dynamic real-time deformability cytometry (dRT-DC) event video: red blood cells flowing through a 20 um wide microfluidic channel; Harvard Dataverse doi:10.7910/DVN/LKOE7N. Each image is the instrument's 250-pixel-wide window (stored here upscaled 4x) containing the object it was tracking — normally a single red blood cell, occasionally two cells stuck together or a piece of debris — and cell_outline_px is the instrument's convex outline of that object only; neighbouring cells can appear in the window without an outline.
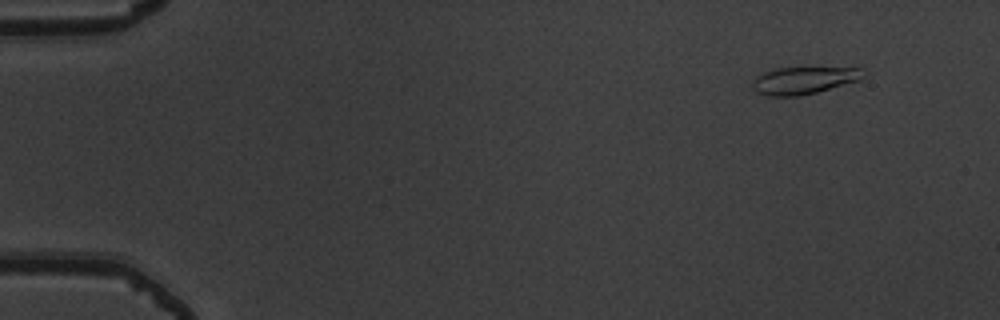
{"species": "common noctule bat (a hibernating species)", "species_latin": "Nyctalus noctula", "temperature_condition": "warm", "stored_images_in_passage": 6, "camera_frame_rate_fps": 3000, "um_per_image_px": 0.085, "animal": {"sex": "male", "body_mass_g": 19.5, "forearm_length_mm": 54.6}, "frame": {"image": 1, "passage_image": 2, "time_ms": 0.333, "image_size_px": [1000, 320], "cell_outline_px": [[864, 76], [860, 80], [816, 92], [800, 96], [768, 96], [756, 92], [752, 88], [752, 84], [756, 76], [764, 72], [776, 68], [804, 64], [860, 68]], "centroid_in_image_um": [68.33, 6.76], "position_along_channel_um": 16.7, "area_um2": 18.61}}